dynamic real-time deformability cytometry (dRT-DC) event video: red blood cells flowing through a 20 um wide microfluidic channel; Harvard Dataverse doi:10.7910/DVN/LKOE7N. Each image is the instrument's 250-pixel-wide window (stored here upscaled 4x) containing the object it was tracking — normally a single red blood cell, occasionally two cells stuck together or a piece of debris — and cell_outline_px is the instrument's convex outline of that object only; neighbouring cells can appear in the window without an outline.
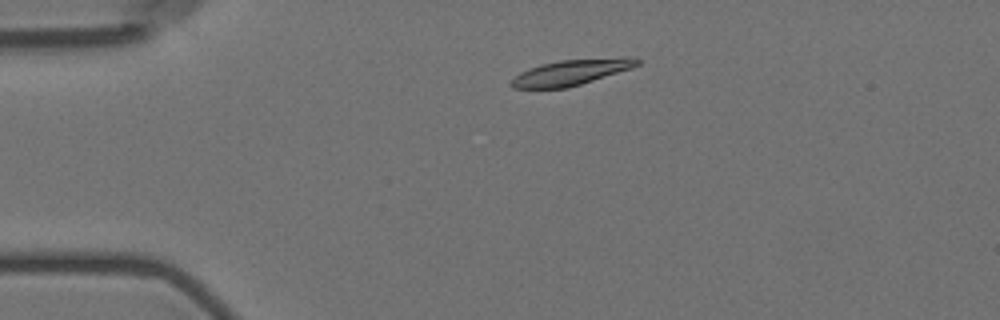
{"species": "Egyptian fruit bat (a non-hibernating species)", "species_latin": "Rousettus aegyptiacus", "temperature_condition": "room temperature", "stored_images_in_passage": 4, "camera_frame_rate_fps": 3000, "um_per_image_px": 0.085, "animal": {"sex": "female"}, "frame": {"image": 1, "passage_image": 3, "time_ms": 2.333, "image_size_px": [1000, 320], "cell_outline_px": [[640, 64], [632, 68], [568, 88], [512, 88], [508, 84], [520, 72], [540, 64], [560, 60], [624, 56], [632, 56], [640, 60]], "centroid_in_image_um": [48.6, 6.13], "position_along_channel_um": 36.4, "area_um2": 19.02}}